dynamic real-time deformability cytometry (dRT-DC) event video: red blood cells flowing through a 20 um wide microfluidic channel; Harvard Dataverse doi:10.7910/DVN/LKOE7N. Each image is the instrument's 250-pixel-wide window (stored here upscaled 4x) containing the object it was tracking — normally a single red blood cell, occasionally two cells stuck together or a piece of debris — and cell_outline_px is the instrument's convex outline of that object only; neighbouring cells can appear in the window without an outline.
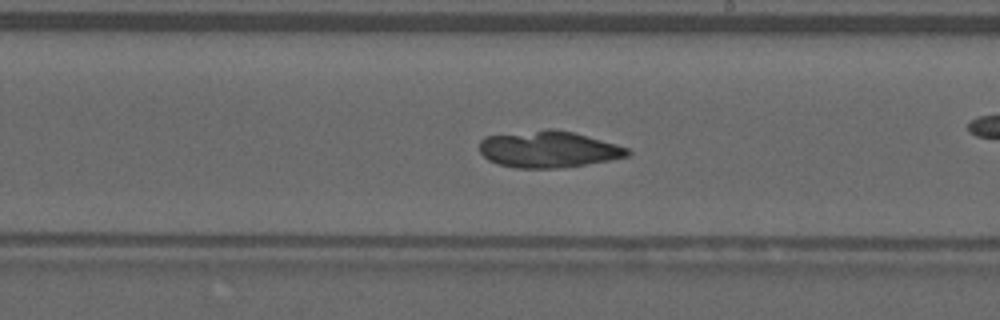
{"species": "common noctule bat (a hibernating species)", "species_latin": "Nyctalus noctula", "temperature_condition": "warm", "stored_images_in_passage": 55, "camera_frame_rate_fps": 3000, "um_per_image_px": 0.085, "animal": {"sex": "male", "forearm_length_mm": 52.5}, "frame": {"image": 1, "passage_image": 32, "time_ms": 10.333, "image_size_px": [1000, 320], "cell_outline_px": [[632, 152], [628, 156], [608, 160], [584, 164], [556, 168], [516, 168], [496, 164], [488, 160], [480, 152], [480, 140], [484, 136], [548, 128], [552, 128], [572, 132], [616, 144], [628, 148]], "centroid_in_image_um": [46.57, 12.68], "position_along_channel_um": 242.4, "area_um2": 31.5}}